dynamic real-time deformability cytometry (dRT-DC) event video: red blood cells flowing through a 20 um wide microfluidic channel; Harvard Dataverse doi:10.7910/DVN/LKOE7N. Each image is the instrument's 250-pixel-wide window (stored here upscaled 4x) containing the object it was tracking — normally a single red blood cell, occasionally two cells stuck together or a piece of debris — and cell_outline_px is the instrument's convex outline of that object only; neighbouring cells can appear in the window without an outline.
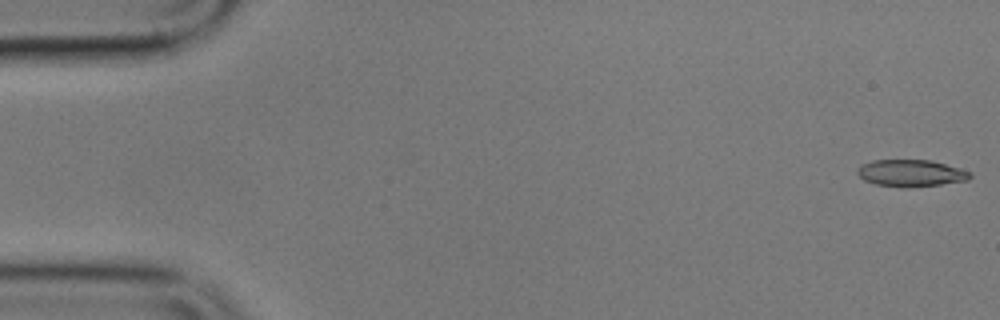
{"species": "common noctule bat (a hibernating species)", "species_latin": "Nyctalus noctula", "temperature_condition": "cold", "stored_images_in_passage": 7, "camera_frame_rate_fps": 3000, "um_per_image_px": 0.085, "animal": {"sex": "male", "body_mass_g": 17.9}, "frame": {"image": 1, "passage_image": 1, "time_ms": 0.0, "image_size_px": [1000, 320], "cell_outline_px": [[972, 176], [968, 180], [940, 184], [904, 188], [876, 184], [864, 180], [856, 172], [856, 168], [860, 164], [872, 160], [932, 160], [972, 172]], "centroid_in_image_um": [77.4, 14.71], "position_along_channel_um": 7.6, "area_um2": 17.74}}
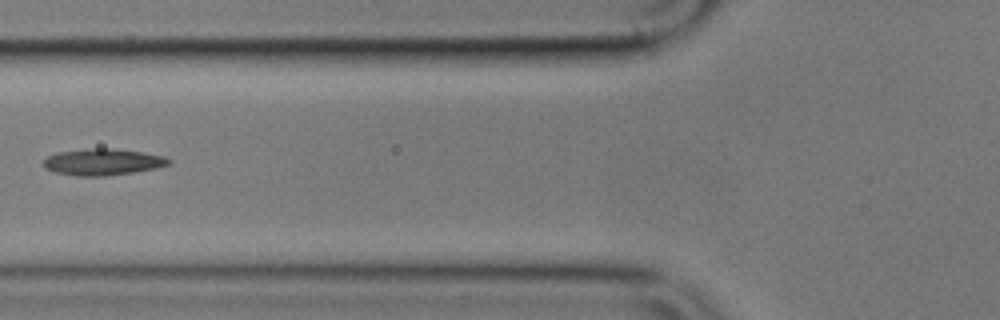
{"frame": {"image": 2, "passage_image": 6, "time_ms": 7.0, "image_size_px": [1000, 320], "cell_outline_px": [[172, 164], [156, 168], [136, 172], [104, 176], [76, 176], [52, 172], [44, 168], [40, 164], [48, 156], [56, 152], [96, 148], [112, 148], [140, 152], [164, 156], [172, 160]], "centroid_in_image_um": [8.71, 13.78], "position_along_channel_um": 117.1, "area_um2": 19.59}}
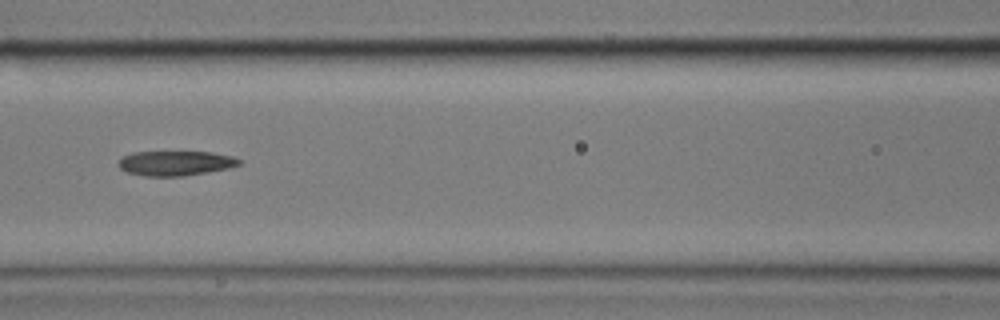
{"frame": {"image": 3, "passage_image": 7, "time_ms": 8.0, "image_size_px": [1000, 320], "cell_outline_px": [[240, 164], [228, 168], [208, 172], [184, 176], [144, 176], [128, 172], [120, 168], [120, 160], [124, 156], [132, 152], [212, 152], [232, 156], [240, 160]], "centroid_in_image_um": [14.93, 13.87], "position_along_channel_um": 151.7, "area_um2": 17.22}}